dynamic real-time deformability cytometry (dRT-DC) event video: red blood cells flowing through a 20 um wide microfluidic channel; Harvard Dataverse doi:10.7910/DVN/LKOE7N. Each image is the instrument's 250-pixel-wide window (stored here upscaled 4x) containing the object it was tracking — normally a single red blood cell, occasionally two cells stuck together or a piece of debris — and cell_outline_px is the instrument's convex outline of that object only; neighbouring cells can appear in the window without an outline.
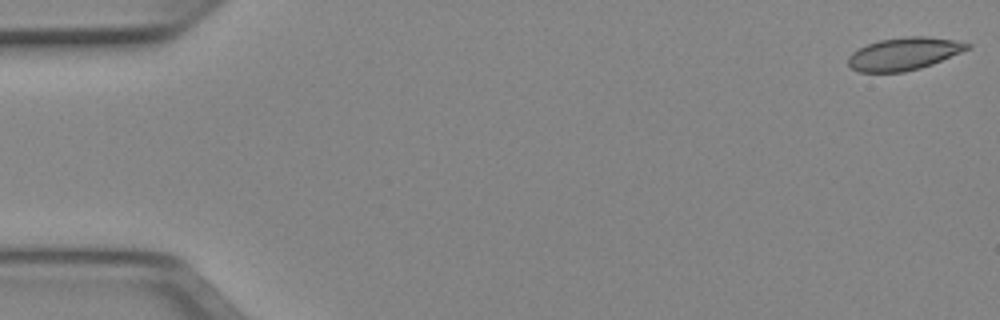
{"species": "Egyptian fruit bat (a non-hibernating species)", "species_latin": "Rousettus aegyptiacus", "temperature_condition": "cold", "stored_images_in_passage": 51, "camera_frame_rate_fps": 3000, "um_per_image_px": 0.085, "animal": {"sex": "female"}, "frame": {"image": 1, "passage_image": 1, "time_ms": 0.0, "image_size_px": [1000, 320], "cell_outline_px": [[972, 48], [932, 64], [920, 68], [904, 72], [860, 72], [852, 68], [848, 64], [848, 56], [852, 52], [868, 44], [880, 40], [908, 36], [928, 36], [952, 40], [972, 44]], "centroid_in_image_um": [76.86, 4.57], "position_along_channel_um": 8.1, "area_um2": 22.54}}
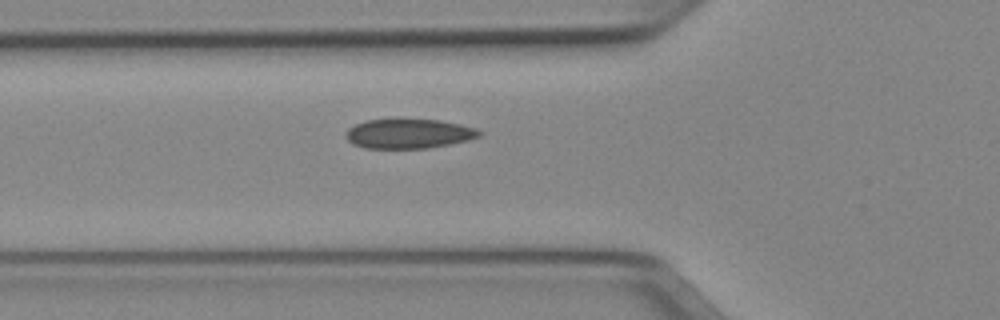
{"frame": {"image": 2, "passage_image": 18, "time_ms": 5.667, "image_size_px": [1000, 320], "cell_outline_px": [[484, 132], [480, 136], [468, 140], [428, 148], [364, 148], [352, 144], [344, 136], [348, 128], [364, 120], [396, 116], [440, 120], [460, 124], [476, 128]], "centroid_in_image_um": [34.7, 11.31], "position_along_channel_um": 91.1, "area_um2": 23.99}}
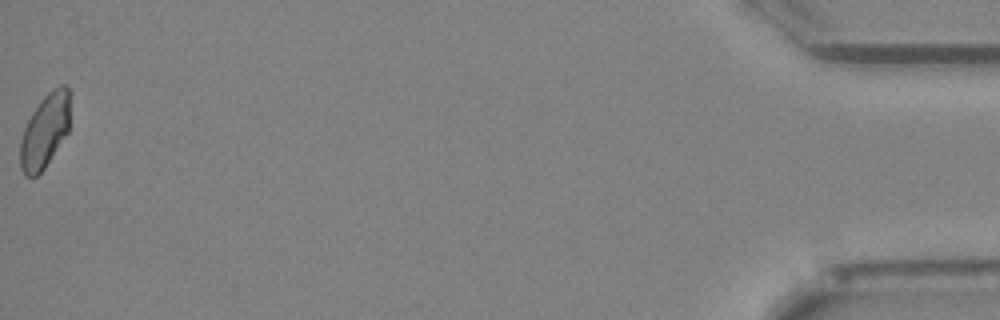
{"frame": {"image": 3, "passage_image": 51, "time_ms": 16.667, "image_size_px": [1000, 320], "cell_outline_px": [[72, 92], [68, 132], [44, 168], [36, 176], [24, 176], [20, 168], [20, 140], [24, 128], [32, 112], [40, 100], [52, 88], [60, 84], [64, 84]], "centroid_in_image_um": [3.84, 11.06], "position_along_channel_um": 431.4, "area_um2": 21.85}, "authors_computed_cell_mechanics": {"area_um2": 22.7154, "velocity_mm_per_s": 3.9809, "shape_relaxation_time_tau1_ms": null, "shape_relaxation_time_tau2_ms": 2.9388, "deformation_change_tau1": null, "deformation_change_tau2": 0.0538}}